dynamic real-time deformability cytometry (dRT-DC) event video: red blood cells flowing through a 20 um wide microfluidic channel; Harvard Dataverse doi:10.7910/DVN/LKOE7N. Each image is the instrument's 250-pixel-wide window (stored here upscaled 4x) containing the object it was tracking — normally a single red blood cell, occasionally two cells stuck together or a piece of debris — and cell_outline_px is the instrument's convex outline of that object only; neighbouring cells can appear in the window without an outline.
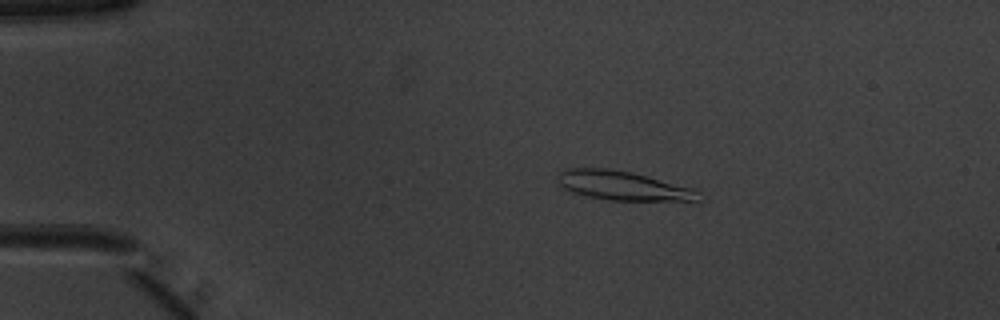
{"species": "common noctule bat (a hibernating species)", "species_latin": "Nyctalus noctula", "temperature_condition": "warm", "stored_images_in_passage": 50, "camera_frame_rate_fps": 3000, "um_per_image_px": 0.085, "animal": {"sex": "male", "body_mass_g": 20.1, "forearm_length_mm": 53.5}, "frame": {"image": 1, "passage_image": 9, "time_ms": 2.667, "image_size_px": [1000, 320], "cell_outline_px": [[704, 200], [608, 200], [588, 196], [556, 188], [556, 176], [560, 172], [568, 168], [608, 168], [632, 172], [688, 188], [700, 192]], "centroid_in_image_um": [52.8, 15.78], "position_along_channel_um": 32.2, "area_um2": 23.87}}
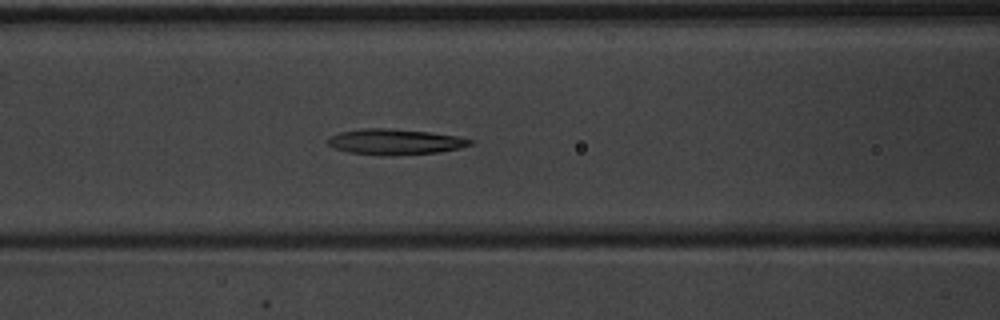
{"frame": {"image": 2, "passage_image": 21, "time_ms": 6.667, "image_size_px": [1000, 320], "cell_outline_px": [[476, 140], [472, 144], [460, 148], [440, 152], [380, 156], [348, 152], [336, 148], [328, 144], [328, 136], [340, 132], [364, 128], [388, 128], [428, 132], [456, 136]], "centroid_in_image_um": [33.58, 12.05], "position_along_channel_um": 133.0, "area_um2": 21.27}}
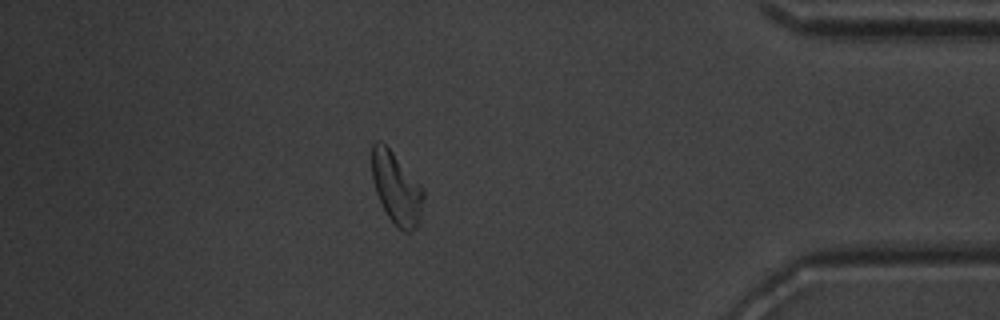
{"frame": {"image": 3, "passage_image": 44, "time_ms": 14.333, "image_size_px": [1000, 320], "cell_outline_px": [[424, 196], [416, 228], [408, 232], [404, 232], [388, 216], [376, 192], [372, 180], [372, 144], [376, 140], [380, 140], [392, 152], [424, 188]], "centroid_in_image_um": [33.68, 15.97], "position_along_channel_um": 401.5, "area_um2": 21.1}, "authors_computed_cell_mechanics": {"area_um2": 21.675, "velocity_mm_per_s": 3.9584, "shape_relaxation_time_tau1_ms": 4.5699, "shape_relaxation_time_tau2_ms": null, "deformation_change_tau1": 0.1522, "deformation_change_tau2": null}}